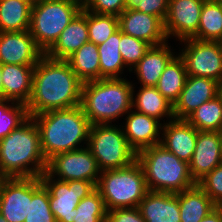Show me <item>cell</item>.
<instances>
[{"mask_svg": "<svg viewBox=\"0 0 222 222\" xmlns=\"http://www.w3.org/2000/svg\"><path fill=\"white\" fill-rule=\"evenodd\" d=\"M82 87L83 82L66 60H55L44 55L34 66L32 93L26 105L29 117L79 106Z\"/></svg>", "mask_w": 222, "mask_h": 222, "instance_id": "1", "label": "cell"}, {"mask_svg": "<svg viewBox=\"0 0 222 222\" xmlns=\"http://www.w3.org/2000/svg\"><path fill=\"white\" fill-rule=\"evenodd\" d=\"M47 163L39 129L32 117L0 140V175L3 178L40 177Z\"/></svg>", "mask_w": 222, "mask_h": 222, "instance_id": "2", "label": "cell"}, {"mask_svg": "<svg viewBox=\"0 0 222 222\" xmlns=\"http://www.w3.org/2000/svg\"><path fill=\"white\" fill-rule=\"evenodd\" d=\"M32 118L39 129L41 148L47 161L58 153L81 149L82 141L88 145L91 124L80 105L46 111Z\"/></svg>", "mask_w": 222, "mask_h": 222, "instance_id": "3", "label": "cell"}, {"mask_svg": "<svg viewBox=\"0 0 222 222\" xmlns=\"http://www.w3.org/2000/svg\"><path fill=\"white\" fill-rule=\"evenodd\" d=\"M133 85L124 78H110L83 83L80 106L93 124H111L132 108Z\"/></svg>", "mask_w": 222, "mask_h": 222, "instance_id": "4", "label": "cell"}, {"mask_svg": "<svg viewBox=\"0 0 222 222\" xmlns=\"http://www.w3.org/2000/svg\"><path fill=\"white\" fill-rule=\"evenodd\" d=\"M148 191L177 194L196 185L187 162L177 158L161 144L137 153Z\"/></svg>", "mask_w": 222, "mask_h": 222, "instance_id": "5", "label": "cell"}, {"mask_svg": "<svg viewBox=\"0 0 222 222\" xmlns=\"http://www.w3.org/2000/svg\"><path fill=\"white\" fill-rule=\"evenodd\" d=\"M96 188L107 211L136 208L148 192L144 171L137 160L124 168L102 171Z\"/></svg>", "mask_w": 222, "mask_h": 222, "instance_id": "6", "label": "cell"}, {"mask_svg": "<svg viewBox=\"0 0 222 222\" xmlns=\"http://www.w3.org/2000/svg\"><path fill=\"white\" fill-rule=\"evenodd\" d=\"M83 6L74 0H37L31 8L29 32L46 53Z\"/></svg>", "mask_w": 222, "mask_h": 222, "instance_id": "7", "label": "cell"}, {"mask_svg": "<svg viewBox=\"0 0 222 222\" xmlns=\"http://www.w3.org/2000/svg\"><path fill=\"white\" fill-rule=\"evenodd\" d=\"M102 171L124 168L137 160V153L130 147L123 129L112 124H93L88 145Z\"/></svg>", "mask_w": 222, "mask_h": 222, "instance_id": "8", "label": "cell"}, {"mask_svg": "<svg viewBox=\"0 0 222 222\" xmlns=\"http://www.w3.org/2000/svg\"><path fill=\"white\" fill-rule=\"evenodd\" d=\"M42 184L49 191V204L56 222H73L74 209L80 200L90 194L96 186L91 181H61L46 171L40 176Z\"/></svg>", "mask_w": 222, "mask_h": 222, "instance_id": "9", "label": "cell"}, {"mask_svg": "<svg viewBox=\"0 0 222 222\" xmlns=\"http://www.w3.org/2000/svg\"><path fill=\"white\" fill-rule=\"evenodd\" d=\"M185 49L179 52L189 76L222 81V43L185 39Z\"/></svg>", "mask_w": 222, "mask_h": 222, "instance_id": "10", "label": "cell"}, {"mask_svg": "<svg viewBox=\"0 0 222 222\" xmlns=\"http://www.w3.org/2000/svg\"><path fill=\"white\" fill-rule=\"evenodd\" d=\"M82 147L54 155L48 160L46 172L53 178L57 175L56 179L61 181L86 180L96 186L101 170L91 150Z\"/></svg>", "mask_w": 222, "mask_h": 222, "instance_id": "11", "label": "cell"}, {"mask_svg": "<svg viewBox=\"0 0 222 222\" xmlns=\"http://www.w3.org/2000/svg\"><path fill=\"white\" fill-rule=\"evenodd\" d=\"M204 2L205 0H169L164 21L167 39L170 35L180 41L193 38L197 34Z\"/></svg>", "mask_w": 222, "mask_h": 222, "instance_id": "12", "label": "cell"}, {"mask_svg": "<svg viewBox=\"0 0 222 222\" xmlns=\"http://www.w3.org/2000/svg\"><path fill=\"white\" fill-rule=\"evenodd\" d=\"M32 201L31 178H3L0 182V214L8 222H24Z\"/></svg>", "mask_w": 222, "mask_h": 222, "instance_id": "13", "label": "cell"}, {"mask_svg": "<svg viewBox=\"0 0 222 222\" xmlns=\"http://www.w3.org/2000/svg\"><path fill=\"white\" fill-rule=\"evenodd\" d=\"M44 55L29 30L0 32V64L36 65Z\"/></svg>", "mask_w": 222, "mask_h": 222, "instance_id": "14", "label": "cell"}, {"mask_svg": "<svg viewBox=\"0 0 222 222\" xmlns=\"http://www.w3.org/2000/svg\"><path fill=\"white\" fill-rule=\"evenodd\" d=\"M119 29L130 36L144 40L151 46L166 43L164 22L157 16L136 10H124L119 16Z\"/></svg>", "mask_w": 222, "mask_h": 222, "instance_id": "15", "label": "cell"}, {"mask_svg": "<svg viewBox=\"0 0 222 222\" xmlns=\"http://www.w3.org/2000/svg\"><path fill=\"white\" fill-rule=\"evenodd\" d=\"M222 163L221 137L218 131H198L196 147L189 165V173L197 183Z\"/></svg>", "mask_w": 222, "mask_h": 222, "instance_id": "16", "label": "cell"}, {"mask_svg": "<svg viewBox=\"0 0 222 222\" xmlns=\"http://www.w3.org/2000/svg\"><path fill=\"white\" fill-rule=\"evenodd\" d=\"M217 81L204 77H187L178 100L173 105L175 119H186L203 103L217 96Z\"/></svg>", "mask_w": 222, "mask_h": 222, "instance_id": "17", "label": "cell"}, {"mask_svg": "<svg viewBox=\"0 0 222 222\" xmlns=\"http://www.w3.org/2000/svg\"><path fill=\"white\" fill-rule=\"evenodd\" d=\"M160 144L177 158L189 163L196 147L198 130L186 119H173L162 126Z\"/></svg>", "mask_w": 222, "mask_h": 222, "instance_id": "18", "label": "cell"}, {"mask_svg": "<svg viewBox=\"0 0 222 222\" xmlns=\"http://www.w3.org/2000/svg\"><path fill=\"white\" fill-rule=\"evenodd\" d=\"M127 114L123 132L128 144L136 153L160 144L159 131L162 130L163 126L160 120L136 112V110H130Z\"/></svg>", "mask_w": 222, "mask_h": 222, "instance_id": "19", "label": "cell"}, {"mask_svg": "<svg viewBox=\"0 0 222 222\" xmlns=\"http://www.w3.org/2000/svg\"><path fill=\"white\" fill-rule=\"evenodd\" d=\"M34 66L1 64L3 100L27 105L32 93Z\"/></svg>", "mask_w": 222, "mask_h": 222, "instance_id": "20", "label": "cell"}, {"mask_svg": "<svg viewBox=\"0 0 222 222\" xmlns=\"http://www.w3.org/2000/svg\"><path fill=\"white\" fill-rule=\"evenodd\" d=\"M88 41L87 10L83 7L45 55L55 60H66Z\"/></svg>", "mask_w": 222, "mask_h": 222, "instance_id": "21", "label": "cell"}, {"mask_svg": "<svg viewBox=\"0 0 222 222\" xmlns=\"http://www.w3.org/2000/svg\"><path fill=\"white\" fill-rule=\"evenodd\" d=\"M138 208L145 222H180L178 193L148 191Z\"/></svg>", "mask_w": 222, "mask_h": 222, "instance_id": "22", "label": "cell"}, {"mask_svg": "<svg viewBox=\"0 0 222 222\" xmlns=\"http://www.w3.org/2000/svg\"><path fill=\"white\" fill-rule=\"evenodd\" d=\"M167 43L151 46L141 60L133 67L142 86H156L162 72L174 58Z\"/></svg>", "mask_w": 222, "mask_h": 222, "instance_id": "23", "label": "cell"}, {"mask_svg": "<svg viewBox=\"0 0 222 222\" xmlns=\"http://www.w3.org/2000/svg\"><path fill=\"white\" fill-rule=\"evenodd\" d=\"M178 202L180 222H200L217 207L197 184L178 193Z\"/></svg>", "mask_w": 222, "mask_h": 222, "instance_id": "24", "label": "cell"}, {"mask_svg": "<svg viewBox=\"0 0 222 222\" xmlns=\"http://www.w3.org/2000/svg\"><path fill=\"white\" fill-rule=\"evenodd\" d=\"M136 96L132 98V108H136V112L146 114L158 120L167 116L171 120L175 119L173 104L155 86H141Z\"/></svg>", "mask_w": 222, "mask_h": 222, "instance_id": "25", "label": "cell"}, {"mask_svg": "<svg viewBox=\"0 0 222 222\" xmlns=\"http://www.w3.org/2000/svg\"><path fill=\"white\" fill-rule=\"evenodd\" d=\"M99 60L98 46L90 41L66 59L71 69L83 83L100 79Z\"/></svg>", "mask_w": 222, "mask_h": 222, "instance_id": "26", "label": "cell"}, {"mask_svg": "<svg viewBox=\"0 0 222 222\" xmlns=\"http://www.w3.org/2000/svg\"><path fill=\"white\" fill-rule=\"evenodd\" d=\"M187 77L185 62L177 54L165 67L155 87L174 105L185 86Z\"/></svg>", "mask_w": 222, "mask_h": 222, "instance_id": "27", "label": "cell"}, {"mask_svg": "<svg viewBox=\"0 0 222 222\" xmlns=\"http://www.w3.org/2000/svg\"><path fill=\"white\" fill-rule=\"evenodd\" d=\"M32 4L25 0H0V32L29 30Z\"/></svg>", "mask_w": 222, "mask_h": 222, "instance_id": "28", "label": "cell"}, {"mask_svg": "<svg viewBox=\"0 0 222 222\" xmlns=\"http://www.w3.org/2000/svg\"><path fill=\"white\" fill-rule=\"evenodd\" d=\"M193 39L211 42L222 40V0H205L197 34Z\"/></svg>", "mask_w": 222, "mask_h": 222, "instance_id": "29", "label": "cell"}, {"mask_svg": "<svg viewBox=\"0 0 222 222\" xmlns=\"http://www.w3.org/2000/svg\"><path fill=\"white\" fill-rule=\"evenodd\" d=\"M120 29L103 44L98 45L100 57V79L121 78L124 66L120 50ZM120 73V74H119Z\"/></svg>", "mask_w": 222, "mask_h": 222, "instance_id": "30", "label": "cell"}, {"mask_svg": "<svg viewBox=\"0 0 222 222\" xmlns=\"http://www.w3.org/2000/svg\"><path fill=\"white\" fill-rule=\"evenodd\" d=\"M186 120L198 131L222 130V104L219 98L209 100L194 110Z\"/></svg>", "mask_w": 222, "mask_h": 222, "instance_id": "31", "label": "cell"}, {"mask_svg": "<svg viewBox=\"0 0 222 222\" xmlns=\"http://www.w3.org/2000/svg\"><path fill=\"white\" fill-rule=\"evenodd\" d=\"M24 222H56L50 209L49 191L40 177H32V201H29V213Z\"/></svg>", "mask_w": 222, "mask_h": 222, "instance_id": "32", "label": "cell"}, {"mask_svg": "<svg viewBox=\"0 0 222 222\" xmlns=\"http://www.w3.org/2000/svg\"><path fill=\"white\" fill-rule=\"evenodd\" d=\"M107 209L97 188L80 200L74 209L73 222H106Z\"/></svg>", "mask_w": 222, "mask_h": 222, "instance_id": "33", "label": "cell"}, {"mask_svg": "<svg viewBox=\"0 0 222 222\" xmlns=\"http://www.w3.org/2000/svg\"><path fill=\"white\" fill-rule=\"evenodd\" d=\"M87 26L89 41L98 46L119 30V19L115 15L87 11Z\"/></svg>", "mask_w": 222, "mask_h": 222, "instance_id": "34", "label": "cell"}, {"mask_svg": "<svg viewBox=\"0 0 222 222\" xmlns=\"http://www.w3.org/2000/svg\"><path fill=\"white\" fill-rule=\"evenodd\" d=\"M9 102H12V105ZM29 118L26 105L0 100V140L8 136Z\"/></svg>", "mask_w": 222, "mask_h": 222, "instance_id": "35", "label": "cell"}, {"mask_svg": "<svg viewBox=\"0 0 222 222\" xmlns=\"http://www.w3.org/2000/svg\"><path fill=\"white\" fill-rule=\"evenodd\" d=\"M151 45L144 40L127 35L120 30L119 50L129 71L133 68L150 49Z\"/></svg>", "mask_w": 222, "mask_h": 222, "instance_id": "36", "label": "cell"}, {"mask_svg": "<svg viewBox=\"0 0 222 222\" xmlns=\"http://www.w3.org/2000/svg\"><path fill=\"white\" fill-rule=\"evenodd\" d=\"M213 201L222 207V163L196 183Z\"/></svg>", "mask_w": 222, "mask_h": 222, "instance_id": "37", "label": "cell"}, {"mask_svg": "<svg viewBox=\"0 0 222 222\" xmlns=\"http://www.w3.org/2000/svg\"><path fill=\"white\" fill-rule=\"evenodd\" d=\"M169 0H125V10H136L159 17L163 22L168 13Z\"/></svg>", "mask_w": 222, "mask_h": 222, "instance_id": "38", "label": "cell"}, {"mask_svg": "<svg viewBox=\"0 0 222 222\" xmlns=\"http://www.w3.org/2000/svg\"><path fill=\"white\" fill-rule=\"evenodd\" d=\"M84 8L97 14L119 16L125 10V0H89Z\"/></svg>", "mask_w": 222, "mask_h": 222, "instance_id": "39", "label": "cell"}, {"mask_svg": "<svg viewBox=\"0 0 222 222\" xmlns=\"http://www.w3.org/2000/svg\"><path fill=\"white\" fill-rule=\"evenodd\" d=\"M106 222H145L138 207L111 209L107 211Z\"/></svg>", "mask_w": 222, "mask_h": 222, "instance_id": "40", "label": "cell"}, {"mask_svg": "<svg viewBox=\"0 0 222 222\" xmlns=\"http://www.w3.org/2000/svg\"><path fill=\"white\" fill-rule=\"evenodd\" d=\"M200 222H222V207H216Z\"/></svg>", "mask_w": 222, "mask_h": 222, "instance_id": "41", "label": "cell"}, {"mask_svg": "<svg viewBox=\"0 0 222 222\" xmlns=\"http://www.w3.org/2000/svg\"><path fill=\"white\" fill-rule=\"evenodd\" d=\"M217 97L219 98L221 104H222V81L218 83L217 87Z\"/></svg>", "mask_w": 222, "mask_h": 222, "instance_id": "42", "label": "cell"}, {"mask_svg": "<svg viewBox=\"0 0 222 222\" xmlns=\"http://www.w3.org/2000/svg\"><path fill=\"white\" fill-rule=\"evenodd\" d=\"M0 100H3V85H2V75H1V64H0Z\"/></svg>", "mask_w": 222, "mask_h": 222, "instance_id": "43", "label": "cell"}, {"mask_svg": "<svg viewBox=\"0 0 222 222\" xmlns=\"http://www.w3.org/2000/svg\"><path fill=\"white\" fill-rule=\"evenodd\" d=\"M75 2H78L81 4L83 7L89 2V0H74Z\"/></svg>", "mask_w": 222, "mask_h": 222, "instance_id": "44", "label": "cell"}, {"mask_svg": "<svg viewBox=\"0 0 222 222\" xmlns=\"http://www.w3.org/2000/svg\"><path fill=\"white\" fill-rule=\"evenodd\" d=\"M0 222H8V221L0 214Z\"/></svg>", "mask_w": 222, "mask_h": 222, "instance_id": "45", "label": "cell"}, {"mask_svg": "<svg viewBox=\"0 0 222 222\" xmlns=\"http://www.w3.org/2000/svg\"><path fill=\"white\" fill-rule=\"evenodd\" d=\"M25 1H29L33 5L37 0H25Z\"/></svg>", "mask_w": 222, "mask_h": 222, "instance_id": "46", "label": "cell"}, {"mask_svg": "<svg viewBox=\"0 0 222 222\" xmlns=\"http://www.w3.org/2000/svg\"><path fill=\"white\" fill-rule=\"evenodd\" d=\"M220 137H221V152H222V130L220 131Z\"/></svg>", "mask_w": 222, "mask_h": 222, "instance_id": "47", "label": "cell"}]
</instances>
